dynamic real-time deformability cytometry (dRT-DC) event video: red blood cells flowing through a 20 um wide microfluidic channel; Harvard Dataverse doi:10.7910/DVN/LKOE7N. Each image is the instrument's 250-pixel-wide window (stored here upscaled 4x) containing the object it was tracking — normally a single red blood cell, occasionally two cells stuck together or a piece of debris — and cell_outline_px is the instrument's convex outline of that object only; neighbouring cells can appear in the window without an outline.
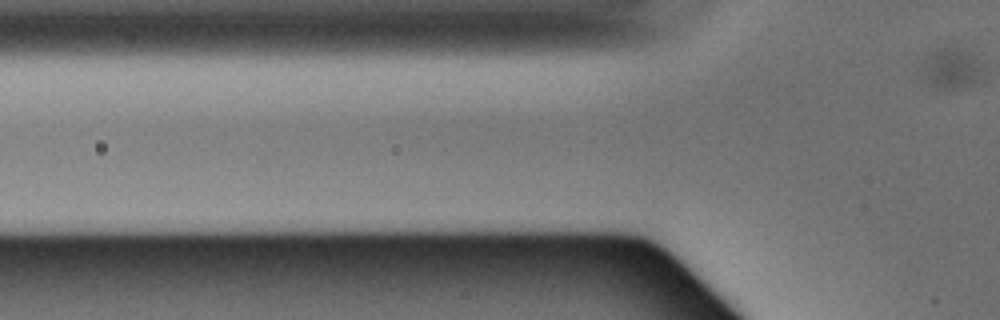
{"species": "Egyptian fruit bat (a non-hibernating species)", "species_latin": "Rousettus aegyptiacus", "temperature_condition": "warm", "stored_images_in_passage": 5, "segment_of_instrument_passage": [2, 2], "camera_frame_rate_fps": 3000, "um_per_image_px": 0.085, "animal": {"sex": "male"}, "frame": {"image": 1, "passage_image": 5, "time_ms": 1.333, "image_size_px": [1000, 320], "cell_outline_px": [[984, 68], [980, 80], [972, 84], [956, 88], [944, 88], [932, 84], [924, 76], [928, 56], [932, 52], [952, 40], [964, 44]], "centroid_in_image_um": [81.0, 5.66], "position_along_channel_um": 44.8, "area_um2": 14.68}}